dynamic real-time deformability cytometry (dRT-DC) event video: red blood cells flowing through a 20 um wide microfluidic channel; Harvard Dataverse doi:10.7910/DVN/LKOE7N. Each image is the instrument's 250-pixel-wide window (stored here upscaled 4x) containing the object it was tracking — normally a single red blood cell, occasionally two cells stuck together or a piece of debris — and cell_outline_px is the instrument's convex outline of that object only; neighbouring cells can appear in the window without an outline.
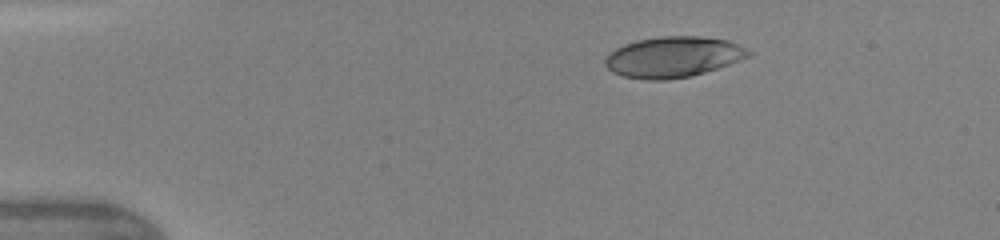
{"species": "human", "species_latin": "Homo sapiens", "temperature_condition": "warm", "stored_images_in_passage": 5, "camera_frame_rate_fps": 3000, "um_per_image_px": 0.085, "donor": {"sex": "female"}, "frame": {"image": 1, "passage_image": 1, "time_ms": 0.0, "image_size_px": [1000, 240], "cell_outline_px": [[752, 56], [692, 76], [668, 80], [648, 80], [624, 76], [612, 72], [604, 64], [604, 60], [608, 52], [624, 44], [636, 40], [660, 36], [700, 36], [728, 40], [748, 48], [752, 52]], "centroid_in_image_um": [57.22, 4.83], "position_along_channel_um": 27.8, "area_um2": 34.28}}
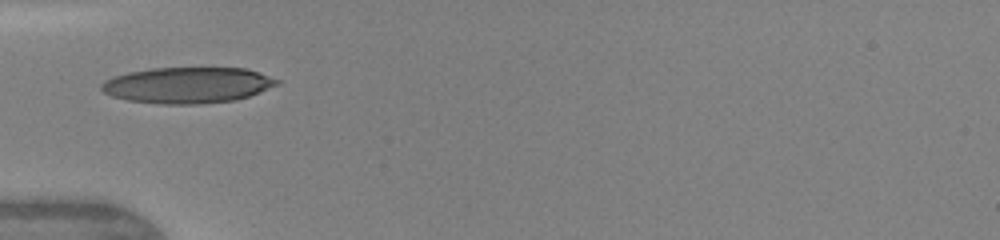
{"frame": {"image": 2, "passage_image": 4, "time_ms": 2.667, "image_size_px": [1000, 240], "cell_outline_px": [[280, 84], [248, 96], [236, 100], [200, 104], [160, 104], [128, 100], [112, 96], [104, 92], [100, 88], [100, 84], [104, 80], [128, 72], [152, 68], [244, 68], [280, 80]], "centroid_in_image_um": [15.92, 7.24], "position_along_channel_um": 69.1, "area_um2": 36.7}}